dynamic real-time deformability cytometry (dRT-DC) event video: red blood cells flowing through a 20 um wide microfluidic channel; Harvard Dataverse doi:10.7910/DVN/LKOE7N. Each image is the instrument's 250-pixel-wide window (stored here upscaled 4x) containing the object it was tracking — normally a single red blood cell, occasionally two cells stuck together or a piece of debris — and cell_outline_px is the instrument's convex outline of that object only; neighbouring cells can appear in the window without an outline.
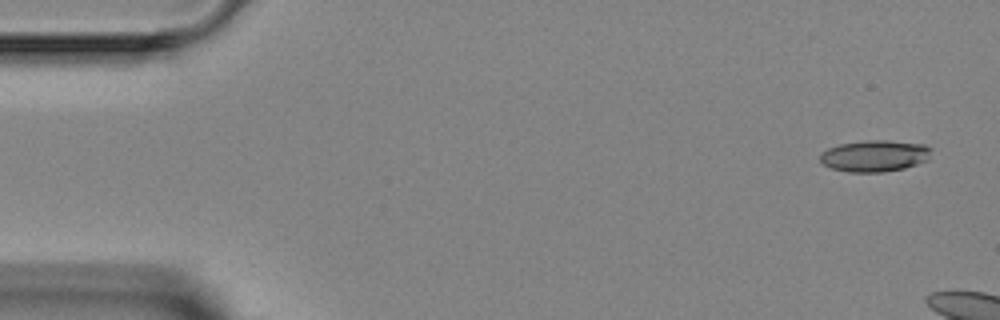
{"species": "Egyptian fruit bat (a non-hibernating species)", "species_latin": "Rousettus aegyptiacus", "temperature_condition": "room temperature", "stored_images_in_passage": 3, "camera_frame_rate_fps": 3000, "um_per_image_px": 0.085, "animal": {"sex": "female"}, "frame": {"image": 1, "passage_image": 1, "time_ms": 0.0, "image_size_px": [1000, 320], "cell_outline_px": [[932, 148], [928, 160], [904, 168], [884, 172], [848, 172], [832, 168], [824, 164], [820, 160], [820, 152], [828, 148], [840, 144], [868, 140], [888, 140], [924, 144]], "centroid_in_image_um": [74.36, 13.24], "position_along_channel_um": 10.6, "area_um2": 20.46}}